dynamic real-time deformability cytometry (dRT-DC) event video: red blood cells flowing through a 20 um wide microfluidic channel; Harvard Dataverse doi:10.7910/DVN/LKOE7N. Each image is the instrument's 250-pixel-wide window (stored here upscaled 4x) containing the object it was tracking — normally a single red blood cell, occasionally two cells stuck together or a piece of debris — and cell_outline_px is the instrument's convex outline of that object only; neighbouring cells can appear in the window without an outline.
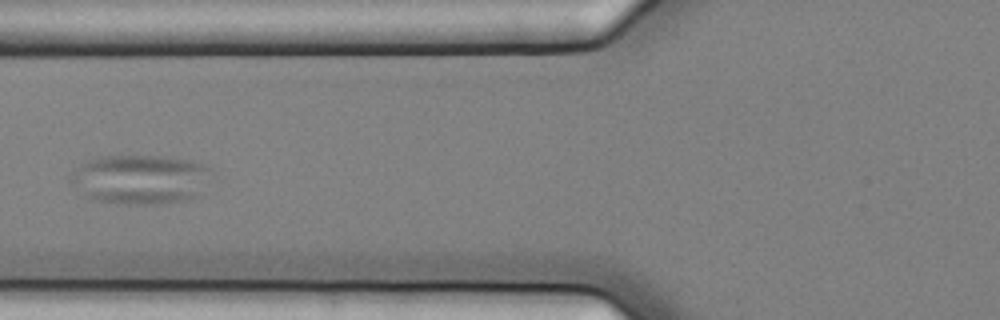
{"species": "common noctule bat (a hibernating species)", "species_latin": "Nyctalus noctula", "temperature_condition": "cold", "stored_images_in_passage": 9, "camera_frame_rate_fps": 3000, "um_per_image_px": 0.085, "animal": {"sex": "female", "body_mass_g": 25.1}, "frame": {"image": 1, "passage_image": 4, "time_ms": 1.0, "image_size_px": [1000, 320], "cell_outline_px": [[212, 168], [196, 196], [188, 200], [160, 204], [124, 204], [92, 200], [68, 180], [80, 164], [88, 160], [100, 156], [172, 156], [192, 160], [208, 164]], "centroid_in_image_um": [11.93, 15.23], "position_along_channel_um": 113.9, "area_um2": 40.58}}
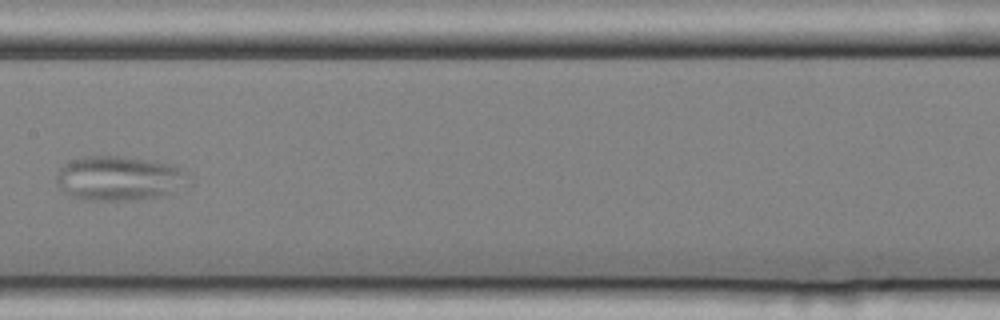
{"frame": {"image": 2, "passage_image": 6, "time_ms": 1.667, "image_size_px": [1000, 320], "cell_outline_px": [[192, 184], [164, 196], [140, 200], [80, 200], [68, 196], [60, 188], [56, 180], [56, 176], [60, 168], [68, 160], [84, 156], [120, 156], [176, 164], [192, 176]], "centroid_in_image_um": [10.2, 15.17], "position_along_channel_um": 197.2, "area_um2": 35.37}}
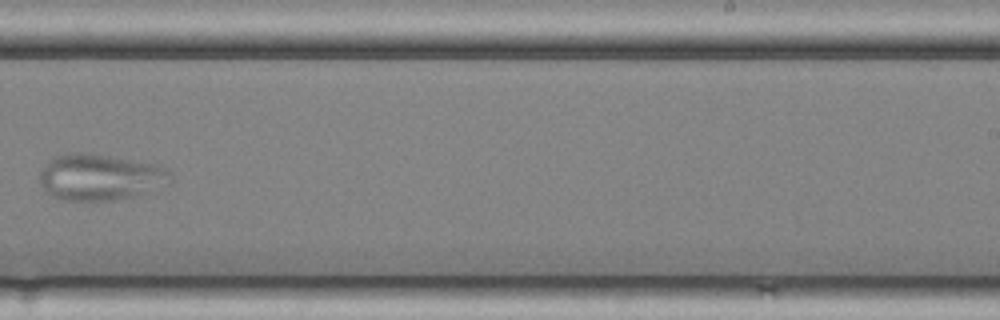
{"frame": {"image": 3, "passage_image": 8, "time_ms": 2.333, "image_size_px": [1000, 320], "cell_outline_px": [[172, 180], [168, 184], [148, 192], [116, 200], [64, 200], [52, 196], [44, 192], [40, 180], [40, 172], [48, 160], [56, 156], [76, 152], [80, 152], [108, 156], [160, 164], [168, 168], [172, 172]], "centroid_in_image_um": [8.55, 15.06], "position_along_channel_um": 280.4, "area_um2": 35.49}}